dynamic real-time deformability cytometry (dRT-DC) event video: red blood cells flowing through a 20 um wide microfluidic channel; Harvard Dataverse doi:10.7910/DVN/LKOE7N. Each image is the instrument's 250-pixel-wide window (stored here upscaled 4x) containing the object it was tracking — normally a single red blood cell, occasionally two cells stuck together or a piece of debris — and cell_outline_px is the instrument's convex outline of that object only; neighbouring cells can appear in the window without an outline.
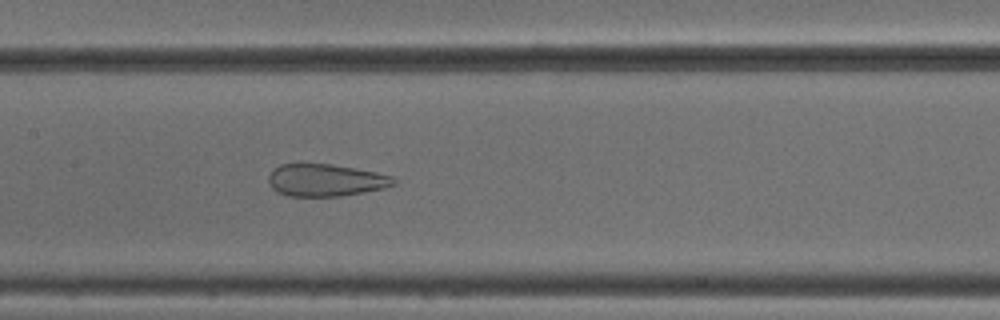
{"species": "common noctule bat (a hibernating species)", "species_latin": "Nyctalus noctula", "temperature_condition": "cold", "stored_images_in_passage": 45, "camera_frame_rate_fps": 3000, "um_per_image_px": 0.085, "animal": {"sex": "male", "body_mass_g": 18.8}, "frame": {"image": 1, "passage_image": 24, "time_ms": 7.667, "image_size_px": [1000, 320], "cell_outline_px": [[396, 184], [384, 188], [364, 192], [340, 196], [288, 196], [276, 192], [272, 188], [268, 180], [268, 176], [272, 168], [280, 164], [332, 164], [356, 168], [396, 176]], "centroid_in_image_um": [27.69, 15.31], "position_along_channel_um": 179.7, "area_um2": 23.81}}
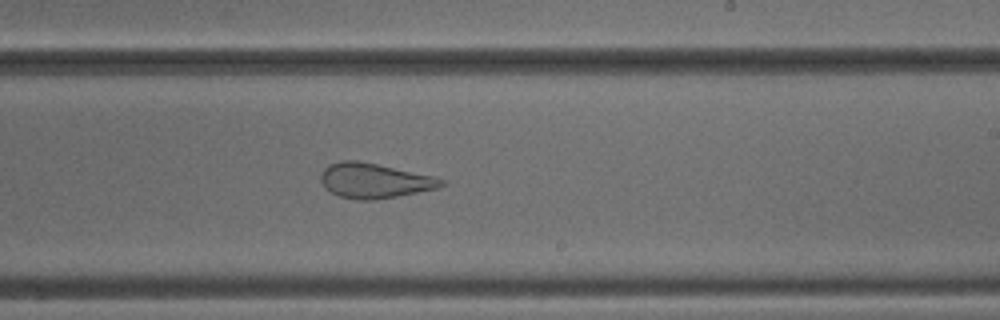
{"frame": {"image": 2, "passage_image": 30, "time_ms": 9.667, "image_size_px": [1000, 320], "cell_outline_px": [[444, 184], [436, 188], [396, 196], [372, 200], [356, 200], [340, 196], [332, 192], [320, 180], [320, 176], [324, 168], [328, 164], [340, 160], [356, 160], [436, 176], [444, 180]], "centroid_in_image_um": [31.81, 15.34], "position_along_channel_um": 257.2, "area_um2": 24.22}}
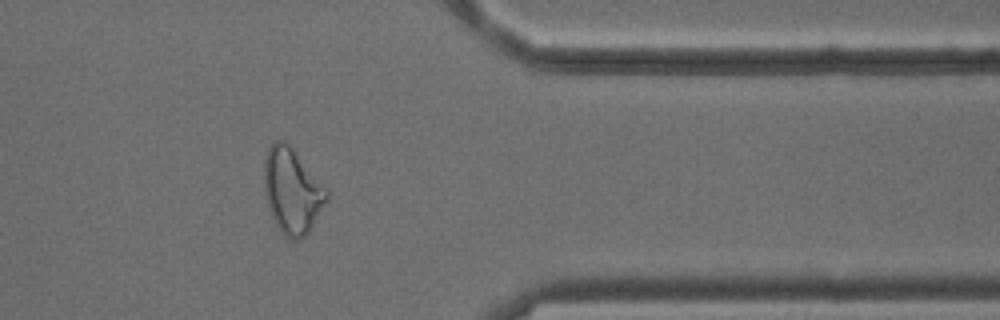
{"frame": {"image": 3, "passage_image": 41, "time_ms": 13.333, "image_size_px": [1000, 320], "cell_outline_px": [[328, 200], [312, 228], [300, 240], [292, 240], [284, 236], [276, 224], [272, 216], [268, 204], [264, 188], [264, 160], [268, 148], [272, 140], [284, 140], [292, 148], [328, 188]], "centroid_in_image_um": [24.85, 16.22], "position_along_channel_um": 386.6, "area_um2": 31.27}}